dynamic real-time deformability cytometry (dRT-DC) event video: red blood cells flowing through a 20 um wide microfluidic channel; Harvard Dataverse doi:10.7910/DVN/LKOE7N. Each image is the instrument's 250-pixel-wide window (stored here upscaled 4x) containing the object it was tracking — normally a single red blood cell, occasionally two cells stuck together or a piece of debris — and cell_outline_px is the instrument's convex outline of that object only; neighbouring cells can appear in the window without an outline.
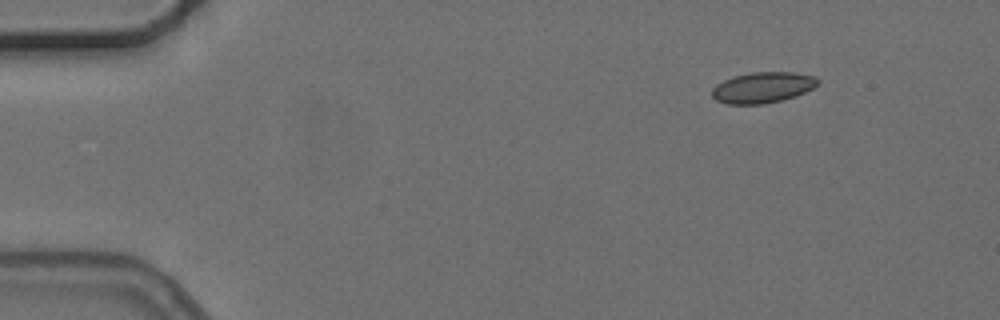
{"species": "common noctule bat (a hibernating species)", "species_latin": "Nyctalus noctula", "temperature_condition": "cold", "stored_images_in_passage": 4, "camera_frame_rate_fps": 3000, "um_per_image_px": 0.085, "animal": {"sex": "female", "body_mass_g": 24.6, "forearm_length_mm": 56.2}, "frame": {"image": 1, "passage_image": 1, "time_ms": 0.0, "image_size_px": [1000, 320], "cell_outline_px": [[820, 84], [796, 96], [764, 104], [728, 104], [716, 100], [712, 96], [712, 88], [716, 84], [724, 80], [736, 76], [752, 72], [796, 72], [816, 76], [820, 80]], "centroid_in_image_um": [64.86, 7.43], "position_along_channel_um": 20.1, "area_um2": 19.07}}
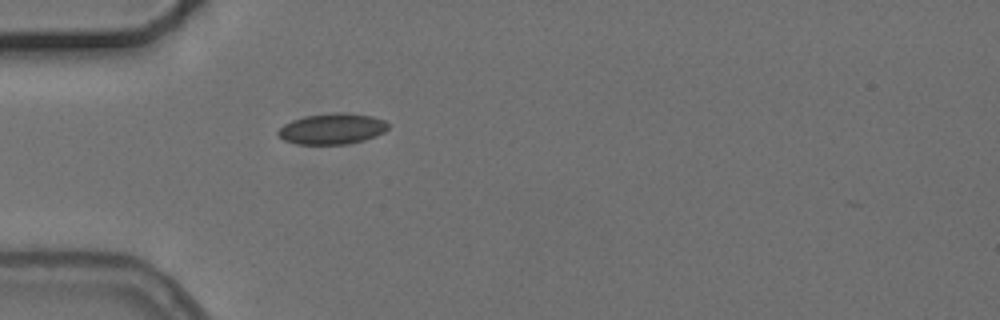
{"frame": {"image": 2, "passage_image": 4, "time_ms": 3.333, "image_size_px": [1000, 320], "cell_outline_px": [[388, 128], [384, 132], [376, 136], [364, 140], [348, 144], [296, 144], [284, 140], [276, 136], [276, 132], [284, 124], [292, 120], [304, 116], [340, 112], [372, 116], [384, 120], [388, 124]], "centroid_in_image_um": [28.21, 10.96], "position_along_channel_um": 56.8, "area_um2": 19.83}}